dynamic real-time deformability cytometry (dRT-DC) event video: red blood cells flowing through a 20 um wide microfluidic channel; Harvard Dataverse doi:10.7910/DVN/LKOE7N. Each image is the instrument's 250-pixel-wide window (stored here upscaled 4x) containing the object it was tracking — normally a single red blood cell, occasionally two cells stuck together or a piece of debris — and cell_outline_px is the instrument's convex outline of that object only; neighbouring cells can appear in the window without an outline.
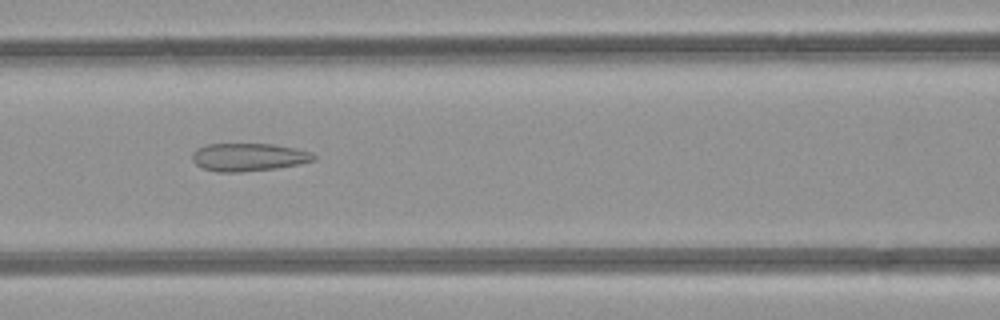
{"species": "common noctule bat (a hibernating species)", "species_latin": "Nyctalus noctula", "temperature_condition": "room temperature", "stored_images_in_passage": 3, "camera_frame_rate_fps": 3000, "um_per_image_px": 0.085, "animal": {"sex": "female", "body_mass_g": 21.9}, "frame": {"image": 1, "passage_image": 3, "time_ms": 2.0, "image_size_px": [1000, 320], "cell_outline_px": [[316, 160], [300, 164], [276, 168], [240, 172], [216, 172], [204, 168], [196, 164], [192, 160], [192, 152], [196, 148], [208, 144], [272, 144], [296, 148], [312, 152], [316, 156]], "centroid_in_image_um": [21.14, 13.35], "position_along_channel_um": 145.5, "area_um2": 19.88}}